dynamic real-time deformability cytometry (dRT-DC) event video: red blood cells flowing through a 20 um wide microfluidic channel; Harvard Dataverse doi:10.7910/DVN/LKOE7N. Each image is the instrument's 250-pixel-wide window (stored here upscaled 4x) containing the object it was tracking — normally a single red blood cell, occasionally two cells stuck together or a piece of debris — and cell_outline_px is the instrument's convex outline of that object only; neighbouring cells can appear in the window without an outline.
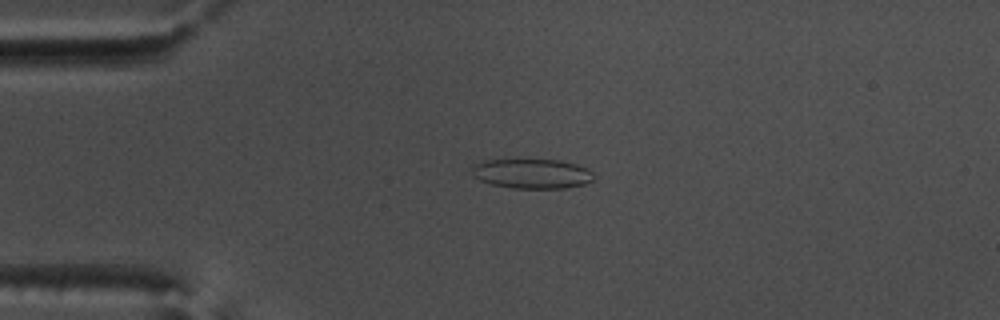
{"species": "common noctule bat (a hibernating species)", "species_latin": "Nyctalus noctula", "temperature_condition": "warm", "stored_images_in_passage": 54, "camera_frame_rate_fps": 3000, "um_per_image_px": 0.085, "animal": {"sex": "male", "body_mass_g": 17.5, "forearm_length_mm": 52.3}, "frame": {"image": 1, "passage_image": 13, "time_ms": 4.0, "image_size_px": [1000, 320], "cell_outline_px": [[596, 176], [592, 180], [584, 184], [564, 188], [512, 188], [492, 184], [480, 180], [472, 176], [472, 164], [484, 160], [560, 160], [576, 164], [588, 168]], "centroid_in_image_um": [45.21, 14.76], "position_along_channel_um": 39.8, "area_um2": 21.15}}
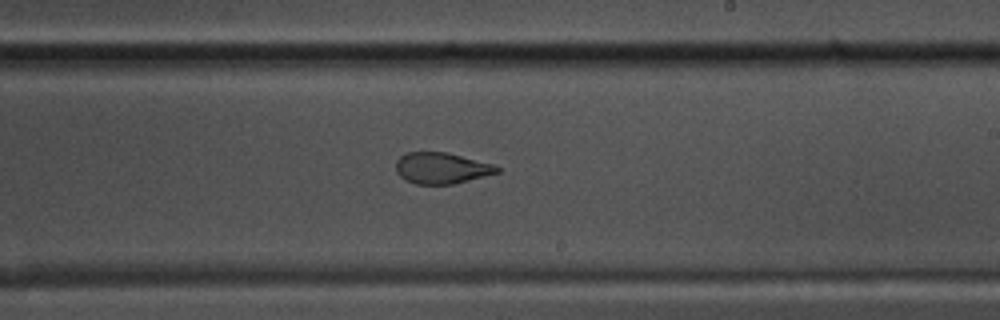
{"frame": {"image": 2, "passage_image": 32, "time_ms": 10.333, "image_size_px": [1000, 320], "cell_outline_px": [[500, 172], [452, 184], [416, 184], [404, 180], [396, 172], [396, 160], [400, 156], [408, 152], [448, 152], [492, 164], [500, 168]], "centroid_in_image_um": [37.49, 14.29], "position_along_channel_um": 251.5, "area_um2": 18.32}}
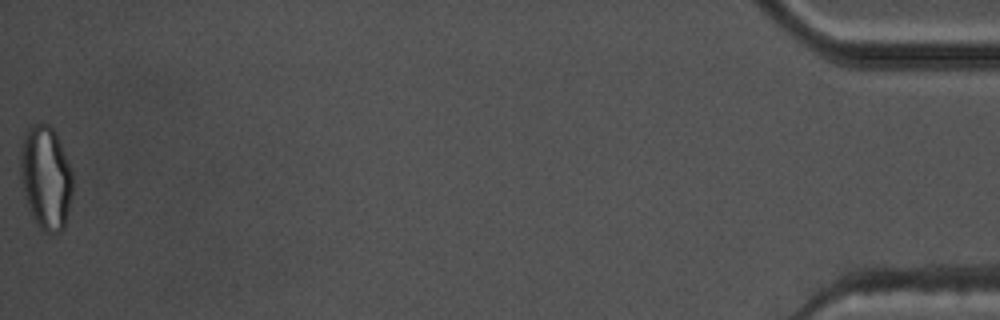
{"frame": {"image": 3, "passage_image": 54, "time_ms": 17.667, "image_size_px": [1000, 320], "cell_outline_px": [[72, 192], [64, 228], [60, 232], [52, 236], [44, 232], [36, 224], [28, 208], [24, 192], [20, 172], [20, 156], [24, 132], [32, 124], [48, 124], [56, 132], [60, 140], [72, 172]], "centroid_in_image_um": [3.89, 15.12], "position_along_channel_um": 431.3, "area_um2": 31.79}, "authors_computed_cell_mechanics": {"area_um2": 21.2704, "velocity_mm_per_s": 3.7942, "shape_relaxation_time_tau1_ms": null, "shape_relaxation_time_tau2_ms": 1.5793, "deformation_change_tau1": null, "deformation_change_tau2": 0.0876}}